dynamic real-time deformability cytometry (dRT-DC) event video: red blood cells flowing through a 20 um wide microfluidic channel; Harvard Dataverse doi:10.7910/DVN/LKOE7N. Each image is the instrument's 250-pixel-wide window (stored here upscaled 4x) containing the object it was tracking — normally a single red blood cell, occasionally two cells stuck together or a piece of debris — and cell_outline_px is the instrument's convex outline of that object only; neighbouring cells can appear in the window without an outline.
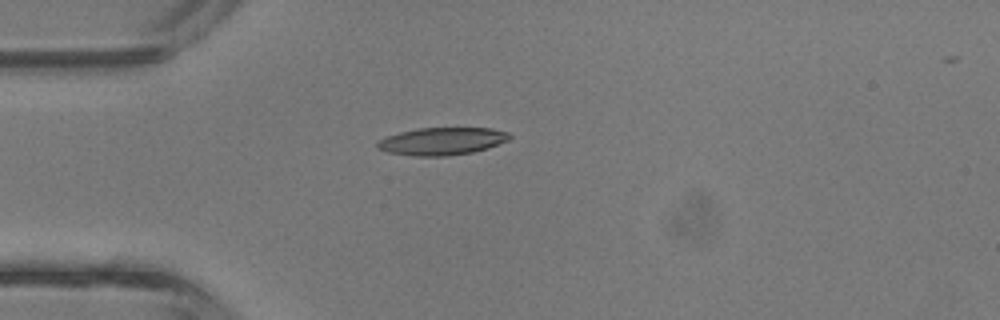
{"species": "common noctule bat (a hibernating species)", "species_latin": "Nyctalus noctula", "temperature_condition": "room temperature", "stored_images_in_passage": 3, "camera_frame_rate_fps": 3000, "um_per_image_px": 0.085, "animal": {"sex": "male", "body_mass_g": 13.3}, "frame": {"image": 1, "passage_image": 3, "time_ms": 0.667, "image_size_px": [1000, 320], "cell_outline_px": [[512, 136], [508, 140], [488, 148], [472, 152], [448, 156], [416, 156], [388, 152], [376, 148], [376, 144], [380, 140], [388, 136], [400, 132], [420, 128], [492, 128], [508, 132]], "centroid_in_image_um": [37.59, 12.0], "position_along_channel_um": 47.4, "area_um2": 21.1}}